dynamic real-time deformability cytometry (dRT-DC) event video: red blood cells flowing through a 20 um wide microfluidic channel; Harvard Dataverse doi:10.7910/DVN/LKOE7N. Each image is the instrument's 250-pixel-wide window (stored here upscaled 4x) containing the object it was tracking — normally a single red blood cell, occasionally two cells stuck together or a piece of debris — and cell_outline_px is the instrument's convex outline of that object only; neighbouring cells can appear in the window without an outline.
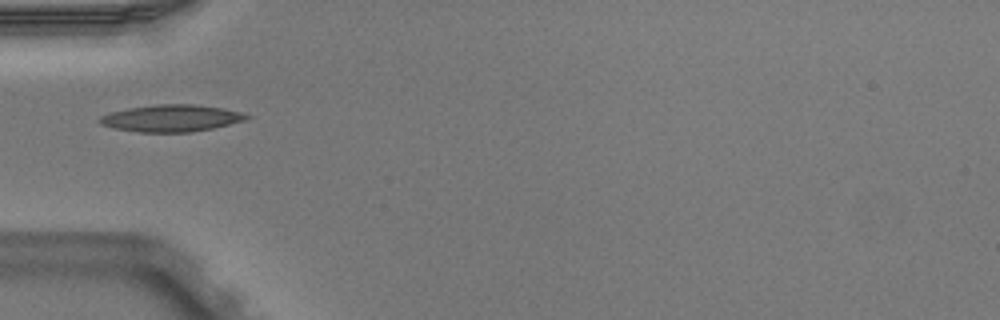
{"species": "Egyptian fruit bat (a non-hibernating species)", "species_latin": "Rousettus aegyptiacus", "temperature_condition": "warm", "stored_images_in_passage": 1, "camera_frame_rate_fps": 3000, "um_per_image_px": 0.085, "animal": {"sex": "male"}, "frame": {"image": 1, "passage_image": 1, "time_ms": 0.0, "image_size_px": [1000, 320], "cell_outline_px": [[252, 116], [244, 120], [212, 128], [188, 132], [140, 132], [116, 128], [100, 124], [100, 116], [112, 112], [128, 108], [156, 104], [192, 104], [224, 108], [240, 112]], "centroid_in_image_um": [14.57, 10.04], "position_along_channel_um": 70.4, "area_um2": 22.72}}